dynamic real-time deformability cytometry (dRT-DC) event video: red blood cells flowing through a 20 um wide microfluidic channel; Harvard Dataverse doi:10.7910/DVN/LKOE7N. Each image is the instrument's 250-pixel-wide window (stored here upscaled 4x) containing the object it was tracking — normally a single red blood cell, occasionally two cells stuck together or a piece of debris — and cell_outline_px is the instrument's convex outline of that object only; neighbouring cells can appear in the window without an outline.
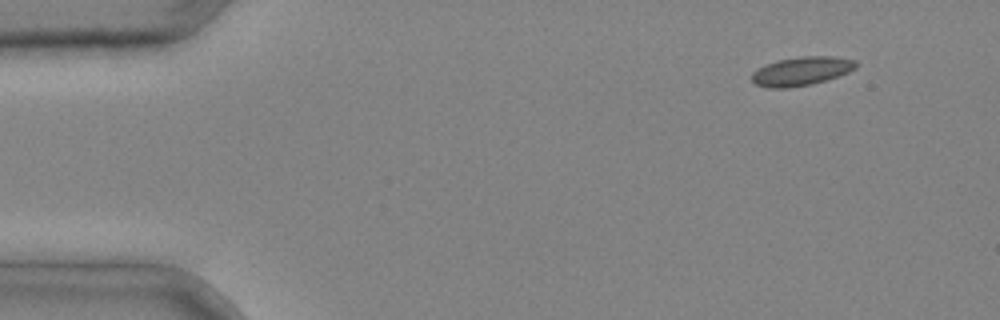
{"species": "common noctule bat (a hibernating species)", "species_latin": "Nyctalus noctula", "temperature_condition": "cold", "stored_images_in_passage": 4, "segment_of_instrument_passage": [1, 2], "camera_frame_rate_fps": 3000, "um_per_image_px": 0.085, "animal": {"sex": "male", "body_mass_g": 20.4}, "frame": {"image": 1, "passage_image": 1, "time_ms": 0.0, "image_size_px": [1000, 320], "cell_outline_px": [[860, 64], [856, 68], [848, 72], [812, 84], [788, 88], [768, 88], [756, 84], [752, 80], [752, 72], [776, 60], [800, 56], [836, 56], [856, 60]], "centroid_in_image_um": [68.16, 6.03], "position_along_channel_um": 16.8, "area_um2": 17.46}}
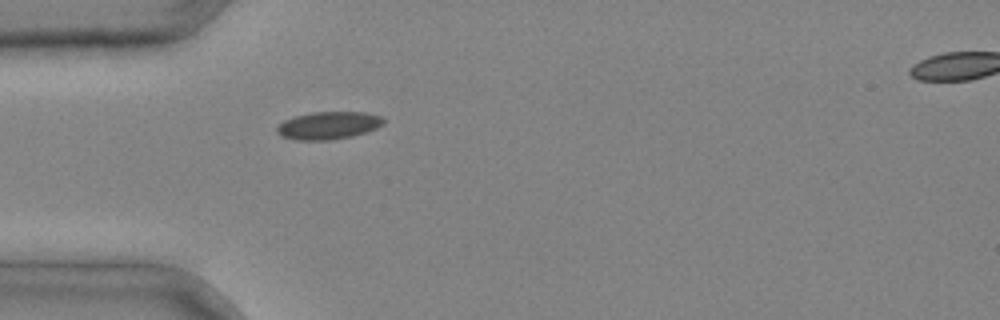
{"frame": {"image": 2, "passage_image": 3, "time_ms": 0.667, "image_size_px": [1000, 320], "cell_outline_px": [[384, 124], [376, 128], [352, 136], [328, 140], [296, 140], [280, 136], [276, 132], [276, 128], [284, 120], [296, 116], [312, 112], [364, 112], [380, 116], [384, 120]], "centroid_in_image_um": [27.89, 10.66], "position_along_channel_um": 57.1, "area_um2": 17.05}}